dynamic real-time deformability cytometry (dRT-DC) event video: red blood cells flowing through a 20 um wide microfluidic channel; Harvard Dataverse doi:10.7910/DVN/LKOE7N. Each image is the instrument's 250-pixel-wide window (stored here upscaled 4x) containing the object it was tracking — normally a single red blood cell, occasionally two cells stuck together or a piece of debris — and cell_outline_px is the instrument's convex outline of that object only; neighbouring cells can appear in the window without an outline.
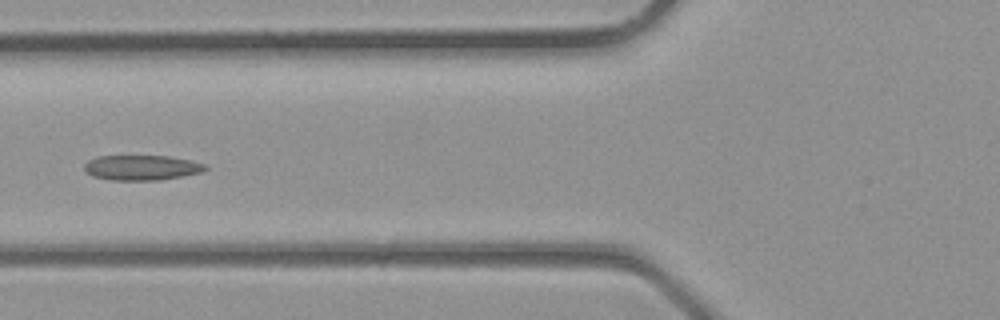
{"species": "common noctule bat (a hibernating species)", "species_latin": "Nyctalus noctula", "temperature_condition": "room temperature", "stored_images_in_passage": 4, "camera_frame_rate_fps": 3000, "um_per_image_px": 0.085, "animal": {"sex": "male", "body_mass_g": 23.1, "forearm_length_mm": 52.7}, "frame": {"image": 1, "passage_image": 4, "time_ms": 1.0, "image_size_px": [1000, 320], "cell_outline_px": [[208, 168], [200, 172], [160, 180], [112, 180], [92, 176], [84, 168], [84, 164], [88, 160], [96, 156], [168, 156], [192, 160], [208, 164]], "centroid_in_image_um": [12.05, 14.24], "position_along_channel_um": 113.7, "area_um2": 17.69}}